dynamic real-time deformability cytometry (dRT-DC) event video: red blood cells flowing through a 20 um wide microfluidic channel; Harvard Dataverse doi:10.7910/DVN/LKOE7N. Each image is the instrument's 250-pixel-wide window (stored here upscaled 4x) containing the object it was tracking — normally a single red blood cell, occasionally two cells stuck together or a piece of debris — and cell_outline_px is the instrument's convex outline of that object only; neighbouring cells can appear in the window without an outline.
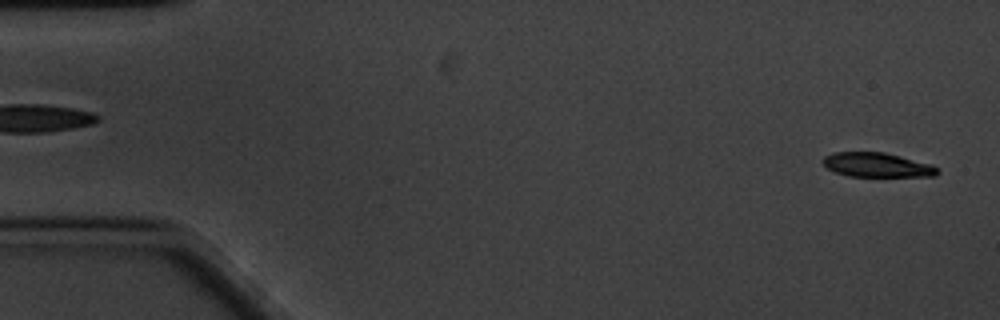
{"species": "common noctule bat (a hibernating species)", "species_latin": "Nyctalus noctula", "temperature_condition": "cold", "stored_images_in_passage": 59, "camera_frame_rate_fps": 3000, "um_per_image_px": 0.085, "animal": {"sex": "male", "body_mass_g": 20.1, "forearm_length_mm": 53.5}, "frame": {"image": 1, "passage_image": 2, "time_ms": 0.333, "image_size_px": [1000, 320], "cell_outline_px": [[940, 172], [936, 176], [848, 176], [836, 172], [828, 168], [820, 160], [824, 156], [832, 152], [884, 152], [932, 164]], "centroid_in_image_um": [74.53, 14.01], "position_along_channel_um": 10.5, "area_um2": 16.24}}
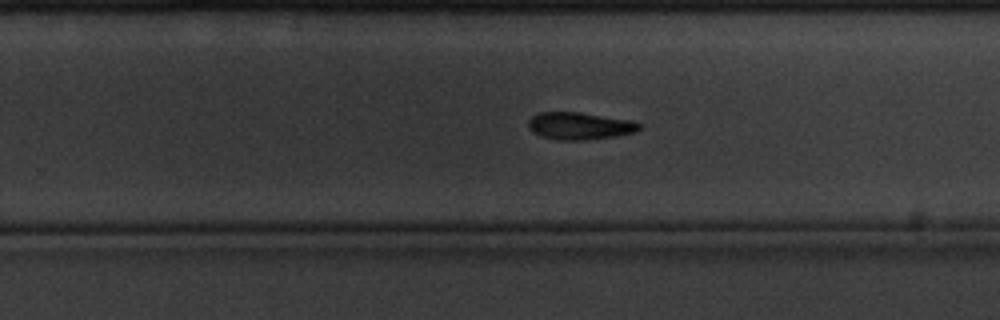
{"frame": {"image": 2, "passage_image": 37, "time_ms": 12.0, "image_size_px": [1000, 320], "cell_outline_px": [[640, 128], [636, 132], [612, 136], [584, 140], [556, 140], [540, 136], [532, 132], [528, 128], [528, 120], [532, 116], [540, 112], [580, 112], [632, 120], [640, 124]], "centroid_in_image_um": [49.23, 10.7], "position_along_channel_um": 280.6, "area_um2": 17.69}}
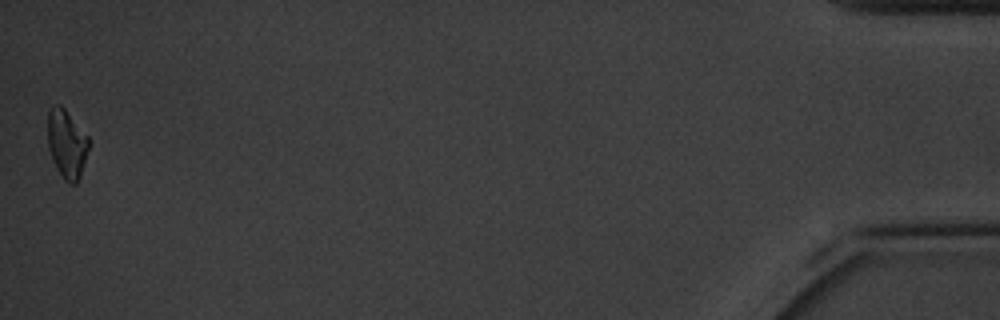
{"frame": {"image": 3, "passage_image": 59, "time_ms": 19.333, "image_size_px": [1000, 320], "cell_outline_px": [[88, 148], [80, 176], [76, 184], [72, 184], [64, 180], [56, 168], [48, 148], [48, 112], [56, 104], [60, 104], [64, 108], [88, 136]], "centroid_in_image_um": [5.66, 12.23], "position_along_channel_um": 429.5, "area_um2": 16.13}, "authors_computed_cell_mechanics": {"area_um2": 17.6868, "velocity_mm_per_s": 3.326, "shape_relaxation_time_tau1_ms": 2.0696, "shape_relaxation_time_tau2_ms": null, "deformation_change_tau1": 0.1363, "deformation_change_tau2": null}}